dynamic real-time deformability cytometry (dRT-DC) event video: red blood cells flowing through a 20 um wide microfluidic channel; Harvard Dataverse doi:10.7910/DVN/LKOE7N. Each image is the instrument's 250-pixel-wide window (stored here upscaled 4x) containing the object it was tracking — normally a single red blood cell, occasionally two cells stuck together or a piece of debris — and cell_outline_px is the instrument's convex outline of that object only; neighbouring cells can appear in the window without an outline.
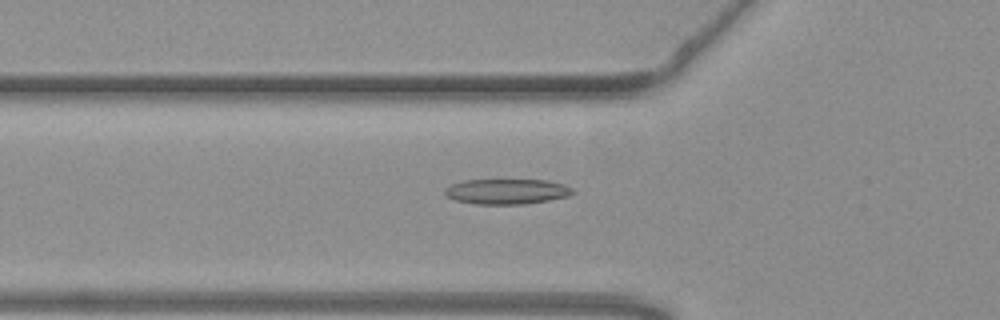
{"species": "common noctule bat (a hibernating species)", "species_latin": "Nyctalus noctula", "temperature_condition": "warm", "stored_images_in_passage": 40, "camera_frame_rate_fps": 3000, "um_per_image_px": 0.085, "animal": {"sex": "female", "body_mass_g": 19.3, "forearm_length_mm": 54.1}, "frame": {"image": 1, "passage_image": 4, "time_ms": 1.0, "image_size_px": [1000, 320], "cell_outline_px": [[576, 192], [568, 196], [548, 200], [524, 204], [476, 204], [456, 200], [448, 196], [444, 192], [444, 188], [452, 184], [464, 180], [548, 180], [564, 184], [572, 188]], "centroid_in_image_um": [43.1, 16.27], "position_along_channel_um": 82.7, "area_um2": 18.79}}
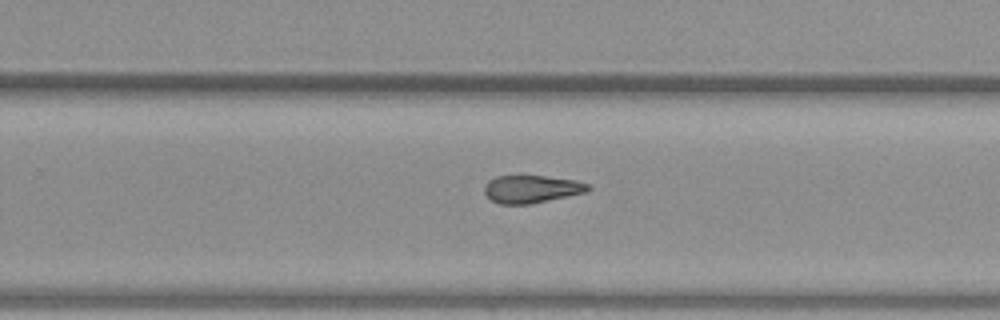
{"frame": {"image": 2, "passage_image": 20, "time_ms": 6.333, "image_size_px": [1000, 320], "cell_outline_px": [[592, 188], [588, 192], [528, 204], [500, 204], [492, 200], [484, 192], [484, 184], [488, 180], [496, 176], [544, 176], [576, 180], [588, 184]], "centroid_in_image_um": [45.19, 16.06], "position_along_channel_um": 284.6, "area_um2": 16.7}}
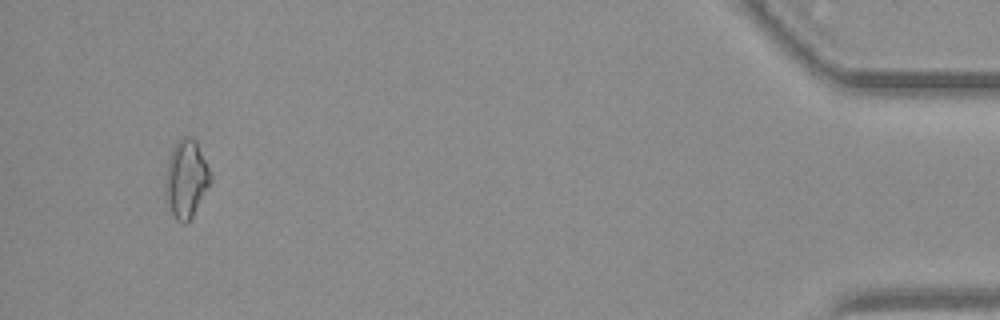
{"frame": {"image": 3, "passage_image": 37, "time_ms": 12.0, "image_size_px": [1000, 320], "cell_outline_px": [[212, 180], [188, 224], [180, 224], [176, 220], [164, 196], [164, 180], [168, 160], [172, 148], [176, 140], [184, 136], [192, 136], [196, 140], [212, 176]], "centroid_in_image_um": [15.8, 15.2], "position_along_channel_um": 419.4, "area_um2": 20.81}, "authors_computed_cell_mechanics": {"area_um2": 17.6868, "velocity_mm_per_s": 3.779, "shape_relaxation_time_tau1_ms": 10.8536, "shape_relaxation_time_tau2_ms": 5.7128, "deformation_change_tau1": 0.2415, "deformation_change_tau2": 0.1176}}